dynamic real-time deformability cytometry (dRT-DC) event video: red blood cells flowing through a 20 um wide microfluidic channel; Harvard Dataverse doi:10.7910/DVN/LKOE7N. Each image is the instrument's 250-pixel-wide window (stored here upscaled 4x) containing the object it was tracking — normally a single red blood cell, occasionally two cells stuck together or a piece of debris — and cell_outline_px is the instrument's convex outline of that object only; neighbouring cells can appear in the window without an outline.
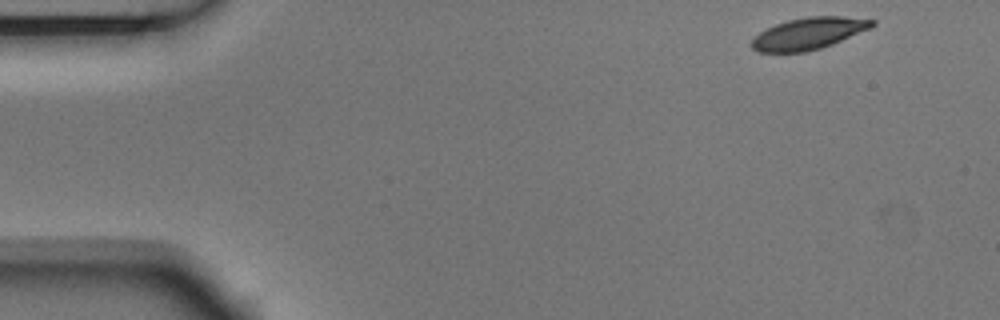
{"species": "Egyptian fruit bat (a non-hibernating species)", "species_latin": "Rousettus aegyptiacus", "temperature_condition": "room temperature", "stored_images_in_passage": 3, "camera_frame_rate_fps": 3000, "um_per_image_px": 0.085, "animal": {"sex": "male"}, "frame": {"image": 1, "passage_image": 1, "time_ms": 0.0, "image_size_px": [1000, 320], "cell_outline_px": [[876, 24], [872, 28], [832, 44], [820, 48], [804, 52], [760, 52], [752, 48], [748, 44], [760, 32], [776, 24], [788, 20], [808, 16], [844, 16], [876, 20]], "centroid_in_image_um": [68.76, 2.84], "position_along_channel_um": 16.2, "area_um2": 22.31}}
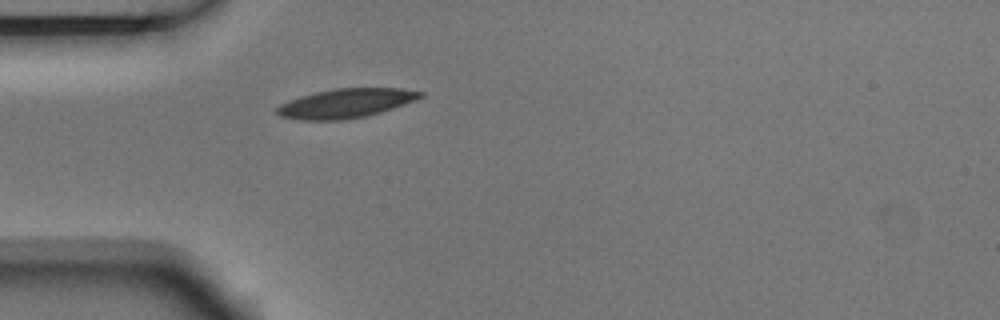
{"frame": {"image": 2, "passage_image": 3, "time_ms": 0.667, "image_size_px": [1000, 320], "cell_outline_px": [[424, 96], [404, 104], [380, 112], [364, 116], [344, 120], [300, 120], [280, 116], [276, 112], [276, 108], [280, 104], [288, 100], [300, 96], [332, 88], [400, 88], [424, 92]], "centroid_in_image_um": [29.36, 8.77], "position_along_channel_um": 55.6, "area_um2": 24.33}}